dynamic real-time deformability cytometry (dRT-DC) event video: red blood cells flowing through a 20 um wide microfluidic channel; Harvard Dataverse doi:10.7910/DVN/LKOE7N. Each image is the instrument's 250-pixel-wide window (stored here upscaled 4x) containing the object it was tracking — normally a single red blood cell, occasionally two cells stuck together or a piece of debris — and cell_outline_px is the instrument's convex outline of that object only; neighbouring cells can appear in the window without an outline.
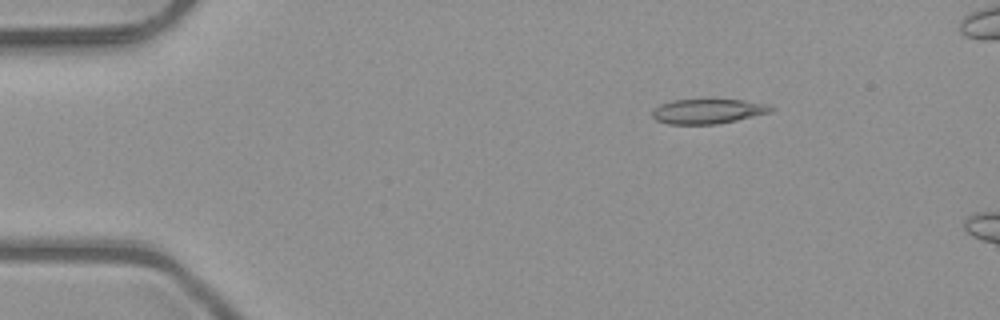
{"species": "common noctule bat (a hibernating species)", "species_latin": "Nyctalus noctula", "temperature_condition": "room temperature", "stored_images_in_passage": 4, "camera_frame_rate_fps": 3000, "um_per_image_px": 0.085, "animal": {"sex": "male", "body_mass_g": 23.1, "forearm_length_mm": 52.7}, "frame": {"image": 1, "passage_image": 3, "time_ms": 0.667, "image_size_px": [1000, 320], "cell_outline_px": [[776, 108], [772, 112], [736, 120], [716, 124], [668, 124], [656, 120], [652, 116], [652, 112], [660, 104], [672, 100], [708, 96], [744, 100], [768, 104]], "centroid_in_image_um": [60.2, 9.4], "position_along_channel_um": 24.8, "area_um2": 18.09}}